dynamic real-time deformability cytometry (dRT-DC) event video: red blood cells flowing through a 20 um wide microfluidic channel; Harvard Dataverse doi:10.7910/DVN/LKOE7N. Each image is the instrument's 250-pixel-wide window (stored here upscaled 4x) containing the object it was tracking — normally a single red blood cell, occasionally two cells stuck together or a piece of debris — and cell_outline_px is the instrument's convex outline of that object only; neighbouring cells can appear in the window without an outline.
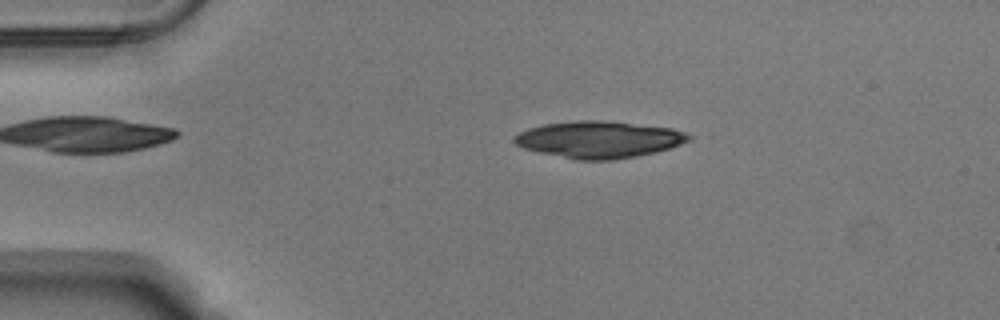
{"species": "Egyptian fruit bat (a non-hibernating species)", "species_latin": "Rousettus aegyptiacus", "temperature_condition": "warm", "stored_images_in_passage": 52, "camera_frame_rate_fps": 3000, "um_per_image_px": 0.085, "animal": {"sex": "male"}, "frame": {"image": 1, "passage_image": 10, "time_ms": 3.0, "image_size_px": [1000, 320], "cell_outline_px": [[692, 140], [656, 152], [636, 156], [612, 160], [576, 160], [540, 152], [524, 148], [516, 144], [512, 140], [512, 136], [528, 128], [544, 124], [576, 120], [600, 120], [672, 128], [684, 132], [692, 136]], "centroid_in_image_um": [50.89, 11.86], "position_along_channel_um": 34.1, "area_um2": 37.34}}